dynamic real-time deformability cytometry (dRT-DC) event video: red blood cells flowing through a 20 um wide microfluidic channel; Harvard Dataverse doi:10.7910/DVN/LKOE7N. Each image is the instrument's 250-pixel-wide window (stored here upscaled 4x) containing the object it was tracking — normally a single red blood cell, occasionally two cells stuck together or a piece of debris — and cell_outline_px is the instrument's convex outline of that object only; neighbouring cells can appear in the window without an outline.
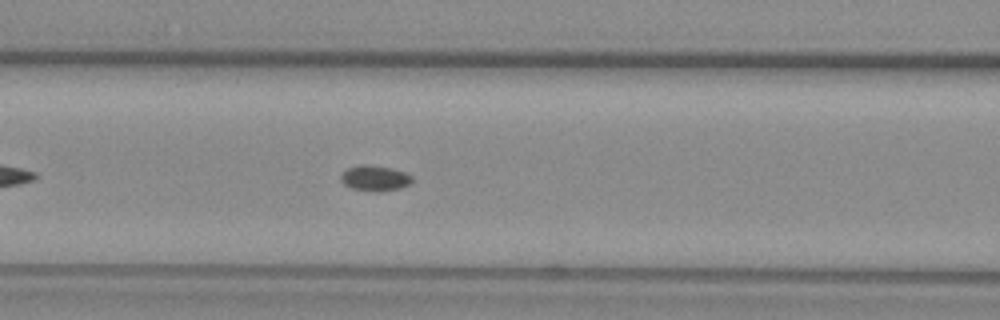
{"species": "common noctule bat (a hibernating species)", "species_latin": "Nyctalus noctula", "temperature_condition": "warm", "stored_images_in_passage": 42, "camera_frame_rate_fps": 3000, "um_per_image_px": 0.085, "animal": {"sex": "female", "body_mass_g": 29.2, "forearm_length_mm": 56.3}, "frame": {"image": 1, "passage_image": 11, "time_ms": 3.333, "image_size_px": [1000, 320], "cell_outline_px": [[412, 180], [408, 184], [400, 188], [376, 192], [352, 188], [344, 184], [340, 180], [340, 176], [348, 168], [364, 164], [392, 168], [404, 172], [412, 176]], "centroid_in_image_um": [31.86, 15.15], "position_along_channel_um": 134.7, "area_um2": 10.4}}
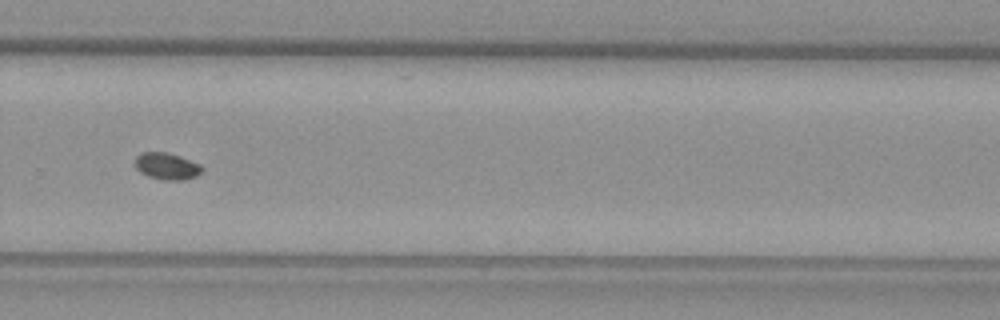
{"frame": {"image": 2, "passage_image": 25, "time_ms": 8.0, "image_size_px": [1000, 320], "cell_outline_px": [[204, 172], [196, 176], [184, 180], [164, 180], [148, 176], [140, 172], [136, 168], [136, 156], [140, 152], [168, 152], [180, 156], [200, 164], [204, 168]], "centroid_in_image_um": [14.21, 14.12], "position_along_channel_um": 315.6, "area_um2": 10.58}}
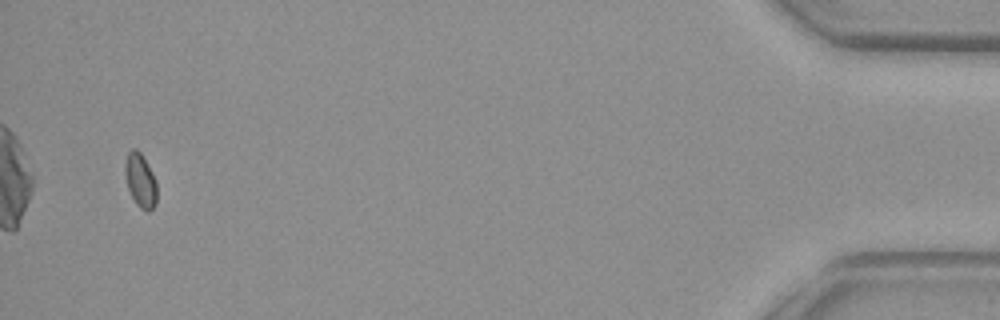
{"frame": {"image": 3, "passage_image": 40, "time_ms": 13.0, "image_size_px": [1000, 320], "cell_outline_px": [[156, 204], [148, 212], [140, 208], [136, 204], [128, 188], [124, 172], [124, 164], [128, 152], [132, 148], [136, 148], [140, 152], [148, 164], [156, 180]], "centroid_in_image_um": [11.92, 15.32], "position_along_channel_um": 423.3, "area_um2": 10.06}}